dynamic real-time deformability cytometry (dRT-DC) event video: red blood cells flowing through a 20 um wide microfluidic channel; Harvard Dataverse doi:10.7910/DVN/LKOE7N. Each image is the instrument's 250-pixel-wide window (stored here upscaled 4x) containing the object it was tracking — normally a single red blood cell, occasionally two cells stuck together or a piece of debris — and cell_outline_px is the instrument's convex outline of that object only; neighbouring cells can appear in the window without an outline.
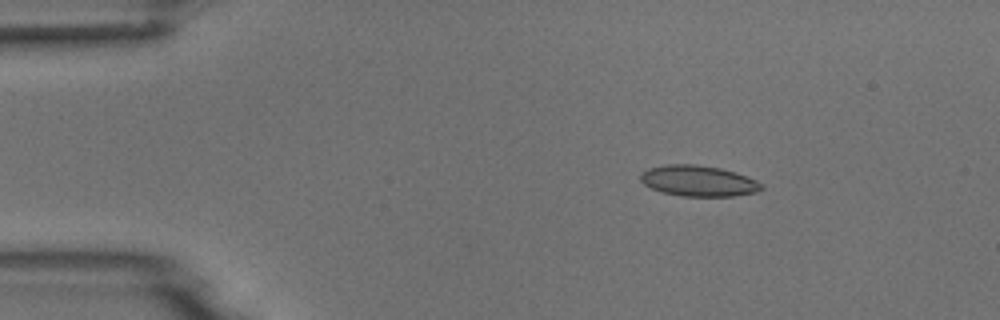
{"species": "common noctule bat (a hibernating species)", "species_latin": "Nyctalus noctula", "temperature_condition": "room temperature", "stored_images_in_passage": 5, "camera_frame_rate_fps": 3000, "um_per_image_px": 0.085, "animal": {"sex": "male", "body_mass_g": 18.8}, "frame": {"image": 1, "passage_image": 3, "time_ms": 2.333, "image_size_px": [1000, 320], "cell_outline_px": [[764, 188], [760, 192], [732, 196], [680, 196], [664, 192], [652, 188], [644, 184], [640, 180], [640, 172], [648, 168], [668, 164], [696, 164], [720, 168], [736, 172], [756, 180], [764, 184]], "centroid_in_image_um": [59.4, 15.37], "position_along_channel_um": 25.6, "area_um2": 21.91}}
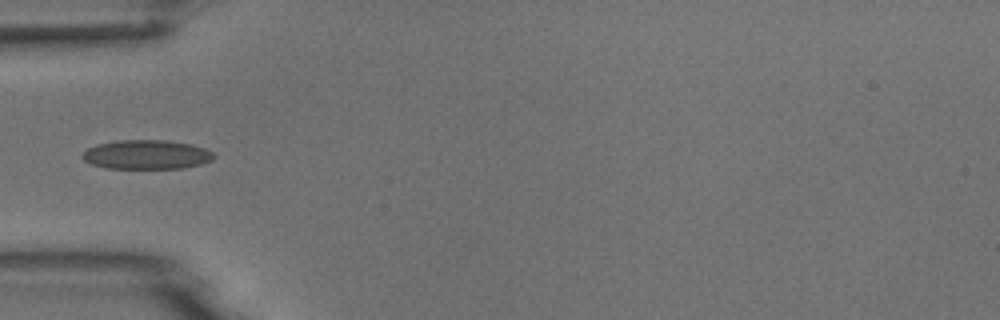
{"frame": {"image": 2, "passage_image": 5, "time_ms": 5.333, "image_size_px": [1000, 320], "cell_outline_px": [[216, 156], [212, 160], [200, 164], [184, 168], [104, 168], [92, 164], [84, 160], [80, 156], [88, 148], [96, 144], [116, 140], [164, 140], [192, 144], [204, 148], [212, 152]], "centroid_in_image_um": [12.44, 13.13], "position_along_channel_um": 72.6, "area_um2": 22.43}}